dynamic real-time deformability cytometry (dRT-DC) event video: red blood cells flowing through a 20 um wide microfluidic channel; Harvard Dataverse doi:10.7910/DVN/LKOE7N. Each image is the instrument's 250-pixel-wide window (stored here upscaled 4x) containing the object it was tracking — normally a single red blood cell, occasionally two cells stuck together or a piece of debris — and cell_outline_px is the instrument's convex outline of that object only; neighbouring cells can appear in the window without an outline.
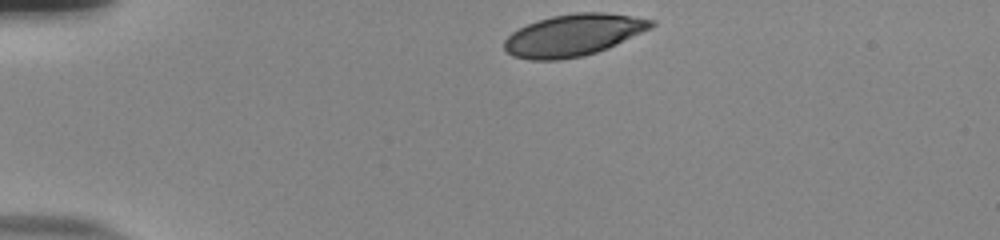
{"species": "human", "species_latin": "Homo sapiens", "temperature_condition": "room temperature", "stored_images_in_passage": 35, "camera_frame_rate_fps": 3000, "um_per_image_px": 0.085, "donor": {"sex": "male"}, "frame": {"image": 1, "passage_image": 1, "time_ms": 0.0, "image_size_px": [1000, 240], "cell_outline_px": [[656, 24], [652, 28], [608, 48], [584, 56], [560, 60], [532, 60], [512, 56], [504, 48], [504, 40], [512, 32], [528, 24], [552, 16], [576, 12], [604, 12], [656, 20]], "centroid_in_image_um": [48.76, 2.99], "position_along_channel_um": 36.2, "area_um2": 35.78}}
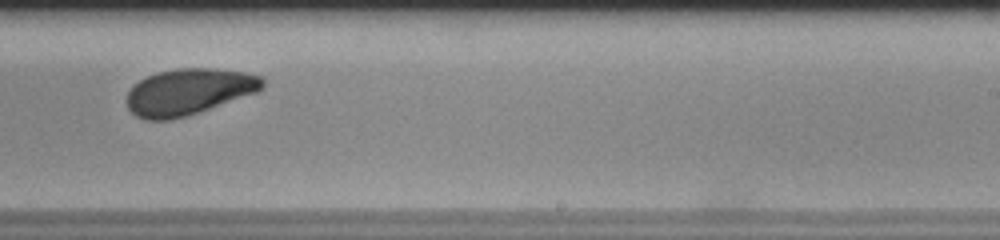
{"frame": {"image": 2, "passage_image": 24, "time_ms": 7.667, "image_size_px": [1000, 240], "cell_outline_px": [[264, 88], [256, 92], [184, 116], [168, 120], [148, 120], [136, 116], [128, 108], [128, 92], [140, 80], [148, 76], [160, 72], [180, 68], [212, 68], [244, 72], [260, 76], [264, 80]], "centroid_in_image_um": [16.04, 7.79], "position_along_channel_um": 273.0, "area_um2": 35.78}}
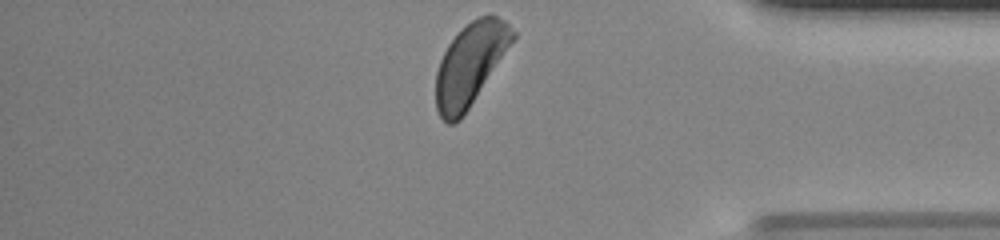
{"frame": {"image": 3, "passage_image": 35, "time_ms": 11.333, "image_size_px": [1000, 240], "cell_outline_px": [[516, 36], [460, 120], [452, 124], [448, 124], [440, 116], [436, 108], [436, 72], [440, 60], [448, 44], [472, 20], [480, 16], [496, 16], [504, 20], [516, 32]], "centroid_in_image_um": [39.94, 5.48], "position_along_channel_um": 395.3, "area_um2": 35.72}, "authors_computed_cell_mechanics": {"area_um2": 37.2232, "velocity_mm_per_s": 3.8425, "shape_relaxation_time_tau1_ms": 2.3657, "shape_relaxation_time_tau2_ms": null, "deformation_change_tau1": 0.0978, "deformation_change_tau2": null}}